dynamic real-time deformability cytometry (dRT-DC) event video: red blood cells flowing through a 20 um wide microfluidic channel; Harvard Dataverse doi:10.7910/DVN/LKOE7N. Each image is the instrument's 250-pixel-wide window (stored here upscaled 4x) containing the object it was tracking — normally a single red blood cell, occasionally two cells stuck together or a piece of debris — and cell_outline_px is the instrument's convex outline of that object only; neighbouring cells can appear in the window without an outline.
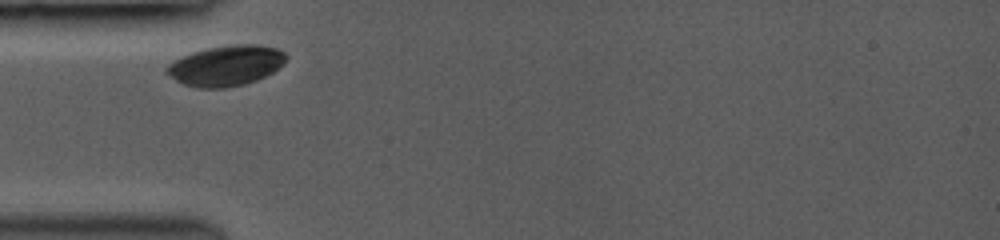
{"species": "common noctule bat (a hibernating species)", "species_latin": "Nyctalus noctula", "temperature_condition": "room temperature", "stored_images_in_passage": 4, "camera_frame_rate_fps": 3000, "um_per_image_px": 0.085, "animal": {"sex": "female", "body_mass_g": 19.0, "forearm_length_mm": 53.3}, "frame": {"image": 1, "passage_image": 1, "time_ms": 0.0, "image_size_px": [1000, 240], "cell_outline_px": [[288, 56], [284, 64], [272, 72], [256, 80], [244, 84], [228, 88], [196, 88], [184, 84], [176, 80], [164, 72], [164, 68], [168, 64], [192, 52], [204, 48], [236, 44], [256, 44], [276, 48], [284, 52]], "centroid_in_image_um": [19.2, 5.58], "position_along_channel_um": 65.8, "area_um2": 28.21}}
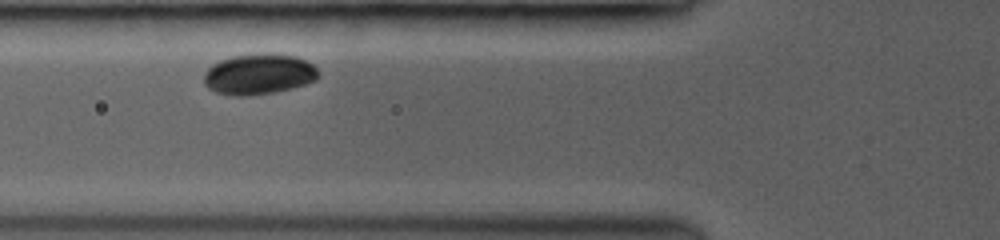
{"frame": {"image": 2, "passage_image": 2, "time_ms": 1.0, "image_size_px": [1000, 240], "cell_outline_px": [[320, 76], [316, 80], [292, 88], [272, 92], [248, 96], [236, 96], [216, 92], [208, 88], [204, 84], [204, 76], [208, 68], [212, 64], [220, 60], [232, 56], [256, 52], [276, 52], [296, 56], [312, 64], [320, 72]], "centroid_in_image_um": [22.01, 6.27], "position_along_channel_um": 103.8, "area_um2": 27.57}}
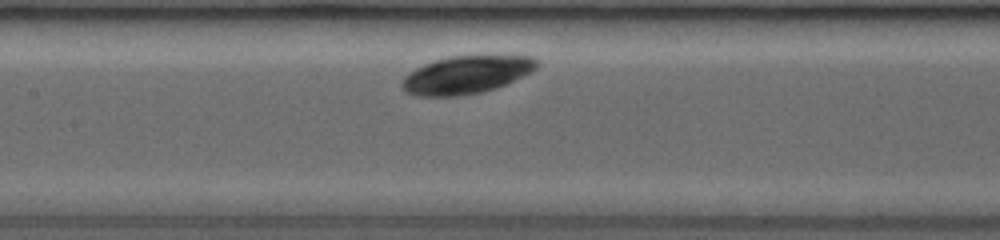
{"frame": {"image": 3, "passage_image": 4, "time_ms": 2.667, "image_size_px": [1000, 240], "cell_outline_px": [[540, 64], [532, 72], [496, 88], [480, 92], [460, 96], [416, 96], [408, 92], [400, 84], [404, 76], [408, 72], [432, 60], [448, 56], [508, 52], [512, 52], [536, 56]], "centroid_in_image_um": [39.76, 6.27], "position_along_channel_um": 167.6, "area_um2": 31.15}}